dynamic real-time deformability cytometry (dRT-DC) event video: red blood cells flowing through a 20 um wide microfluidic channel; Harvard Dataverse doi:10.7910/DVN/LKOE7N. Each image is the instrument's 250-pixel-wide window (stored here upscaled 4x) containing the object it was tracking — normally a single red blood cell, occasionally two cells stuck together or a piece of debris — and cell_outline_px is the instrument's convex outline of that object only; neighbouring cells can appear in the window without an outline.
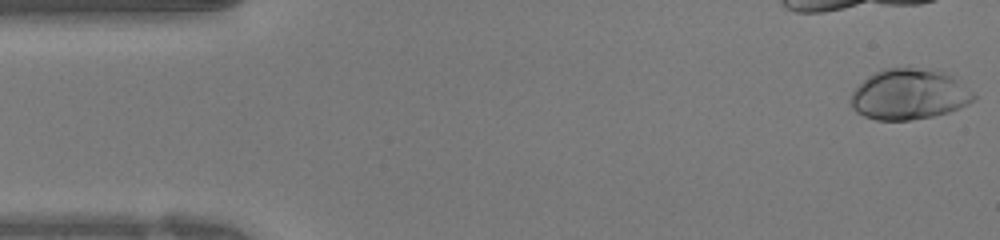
{"species": "human", "species_latin": "Homo sapiens", "temperature_condition": "warm", "stored_images_in_passage": 30, "camera_frame_rate_fps": 3000, "um_per_image_px": 0.085, "donor": {"sex": "female"}, "frame": {"image": 1, "passage_image": 1, "time_ms": 0.0, "image_size_px": [1000, 240], "cell_outline_px": [[976, 96], [968, 104], [960, 108], [948, 112], [932, 116], [908, 120], [876, 120], [864, 116], [856, 112], [852, 108], [852, 92], [868, 76], [884, 68], [908, 64], [940, 72], [952, 76], [972, 92]], "centroid_in_image_um": [77.25, 7.99], "position_along_channel_um": 7.7, "area_um2": 36.36}}